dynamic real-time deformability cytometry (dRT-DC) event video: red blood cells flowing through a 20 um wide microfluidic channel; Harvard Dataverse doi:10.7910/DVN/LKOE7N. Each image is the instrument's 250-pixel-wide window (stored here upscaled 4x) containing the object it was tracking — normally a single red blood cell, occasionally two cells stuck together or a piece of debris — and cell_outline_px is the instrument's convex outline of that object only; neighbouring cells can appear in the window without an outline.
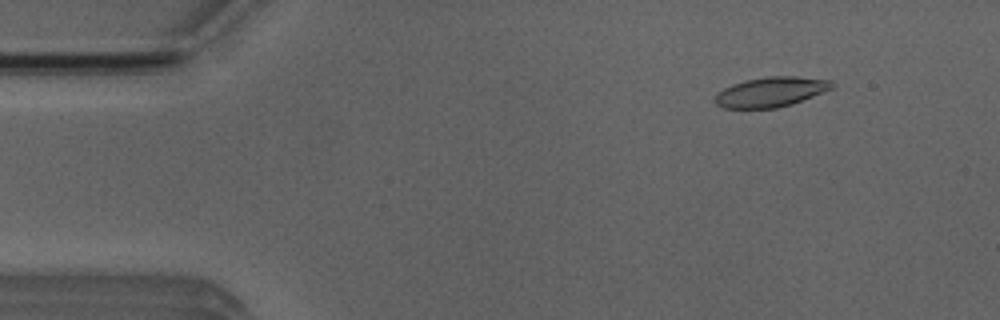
{"species": "Egyptian fruit bat (a non-hibernating species)", "species_latin": "Rousettus aegyptiacus", "temperature_condition": "room temperature", "stored_images_in_passage": 4, "camera_frame_rate_fps": 3000, "um_per_image_px": 0.085, "animal": {"sex": "male"}, "frame": {"image": 1, "passage_image": 2, "time_ms": 1.0, "image_size_px": [1000, 320], "cell_outline_px": [[832, 88], [792, 104], [776, 108], [724, 108], [716, 104], [716, 96], [724, 88], [732, 84], [744, 80], [768, 76], [796, 76], [832, 80]], "centroid_in_image_um": [65.52, 7.8], "position_along_channel_um": 19.5, "area_um2": 20.11}}